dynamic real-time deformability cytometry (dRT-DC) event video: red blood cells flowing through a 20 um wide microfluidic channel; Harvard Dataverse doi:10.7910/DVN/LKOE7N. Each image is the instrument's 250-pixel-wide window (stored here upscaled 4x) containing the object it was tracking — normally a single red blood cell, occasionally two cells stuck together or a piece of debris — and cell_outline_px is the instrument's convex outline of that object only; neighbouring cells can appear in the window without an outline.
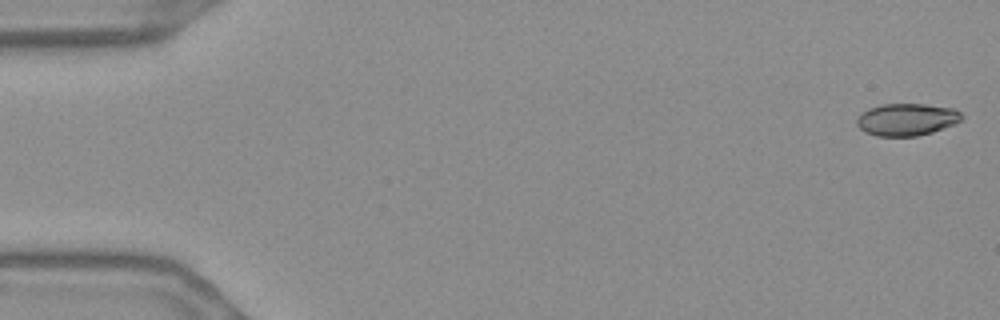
{"species": "Egyptian fruit bat (a non-hibernating species)", "species_latin": "Rousettus aegyptiacus", "temperature_condition": "warm", "stored_images_in_passage": 15, "camera_frame_rate_fps": 3000, "um_per_image_px": 0.085, "frame": {"image": 1, "passage_image": 1, "time_ms": 0.0, "image_size_px": [1000, 320], "cell_outline_px": [[964, 120], [956, 124], [932, 132], [916, 136], [876, 136], [864, 132], [856, 124], [856, 120], [860, 112], [868, 108], [880, 104], [924, 104], [956, 108], [964, 116]], "centroid_in_image_um": [77.09, 10.15], "position_along_channel_um": 7.9, "area_um2": 20.11}}